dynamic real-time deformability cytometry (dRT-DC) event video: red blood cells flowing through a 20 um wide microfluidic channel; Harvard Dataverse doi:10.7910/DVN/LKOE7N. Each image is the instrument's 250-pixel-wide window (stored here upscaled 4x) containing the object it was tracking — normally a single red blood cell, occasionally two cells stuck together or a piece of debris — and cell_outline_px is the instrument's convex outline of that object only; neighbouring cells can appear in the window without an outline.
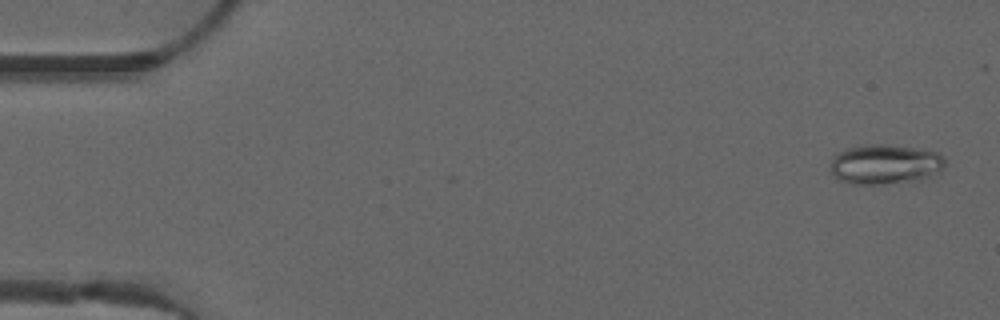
{"species": "common noctule bat (a hibernating species)", "species_latin": "Nyctalus noctula", "temperature_condition": "warm", "stored_images_in_passage": 51, "camera_frame_rate_fps": 3000, "um_per_image_px": 0.085, "animal": {"sex": "male", "forearm_length_mm": 52.5}, "frame": {"image": 1, "passage_image": 2, "time_ms": 0.333, "image_size_px": [1000, 320], "cell_outline_px": [[944, 168], [940, 172], [928, 176], [908, 180], [884, 184], [848, 184], [840, 180], [832, 172], [832, 160], [840, 152], [848, 148], [864, 144], [884, 144], [920, 148], [936, 152], [944, 160]], "centroid_in_image_um": [75.22, 13.95], "position_along_channel_um": 9.8, "area_um2": 26.13}}
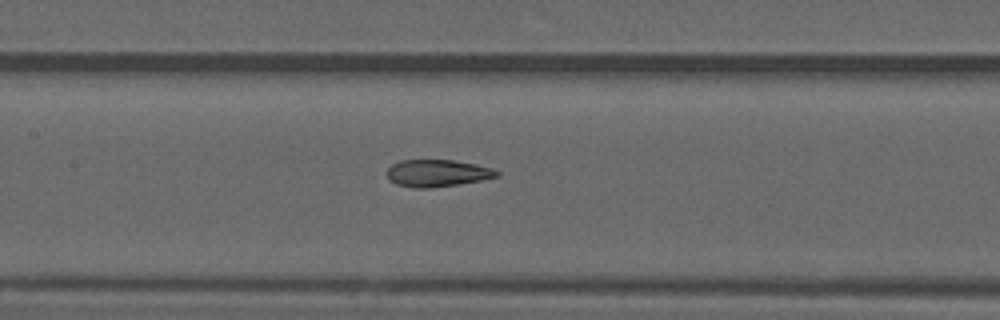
{"frame": {"image": 2, "passage_image": 24, "time_ms": 7.667, "image_size_px": [1000, 320], "cell_outline_px": [[500, 176], [480, 180], [432, 188], [412, 188], [396, 184], [388, 180], [388, 168], [392, 164], [400, 160], [452, 160], [476, 164], [492, 168], [500, 172]], "centroid_in_image_um": [37.16, 14.72], "position_along_channel_um": 170.2, "area_um2": 17.34}}
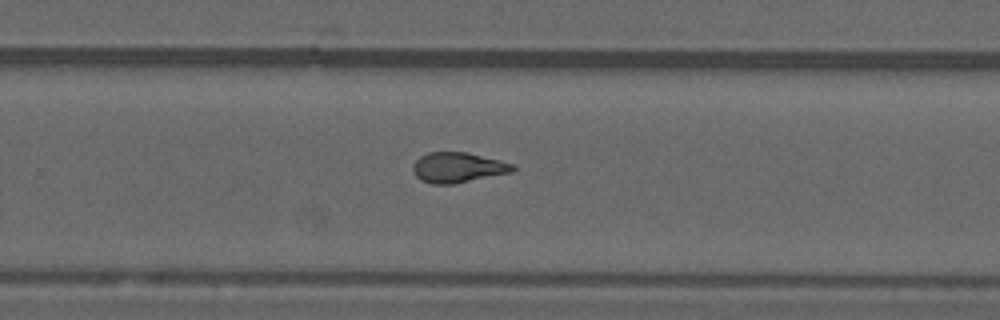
{"frame": {"image": 3, "passage_image": 33, "time_ms": 10.667, "image_size_px": [1000, 320], "cell_outline_px": [[516, 168], [512, 172], [452, 184], [432, 184], [420, 180], [416, 176], [412, 168], [412, 164], [420, 156], [428, 152], [468, 152], [516, 164]], "centroid_in_image_um": [38.92, 14.23], "position_along_channel_um": 290.9, "area_um2": 17.69}, "authors_computed_cell_mechanics": {"area_um2": 18.207, "velocity_mm_per_s": 4.043, "shape_relaxation_time_tau1_ms": null, "shape_relaxation_time_tau2_ms": 1.6058, "deformation_change_tau1": null, "deformation_change_tau2": 0.0992}}